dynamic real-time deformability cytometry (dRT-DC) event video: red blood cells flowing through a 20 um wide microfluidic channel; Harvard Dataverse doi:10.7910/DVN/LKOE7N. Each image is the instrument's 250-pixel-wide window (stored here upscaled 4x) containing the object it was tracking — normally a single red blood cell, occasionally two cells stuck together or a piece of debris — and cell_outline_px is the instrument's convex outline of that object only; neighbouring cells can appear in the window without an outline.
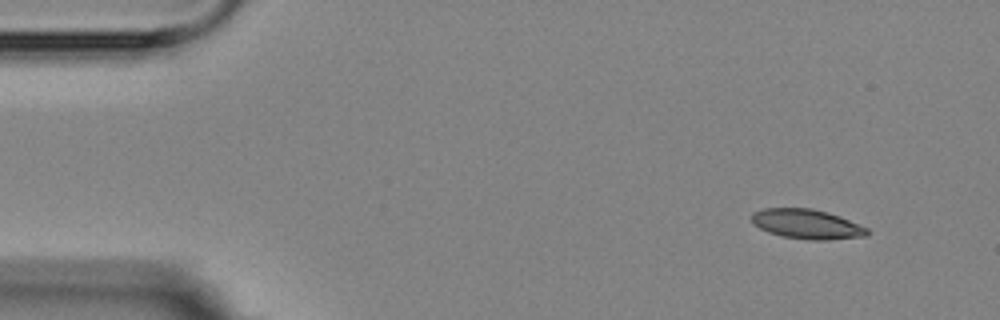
{"species": "Egyptian fruit bat (a non-hibernating species)", "species_latin": "Rousettus aegyptiacus", "temperature_condition": "room temperature", "stored_images_in_passage": 4, "camera_frame_rate_fps": 3000, "um_per_image_px": 0.085, "animal": {"sex": "female"}, "frame": {"image": 1, "passage_image": 1, "time_ms": 0.0, "image_size_px": [1000, 320], "cell_outline_px": [[868, 236], [828, 240], [808, 240], [784, 236], [768, 232], [752, 224], [752, 212], [760, 208], [812, 208], [828, 212], [840, 216], [868, 228]], "centroid_in_image_um": [68.58, 19.04], "position_along_channel_um": 16.4, "area_um2": 20.11}}
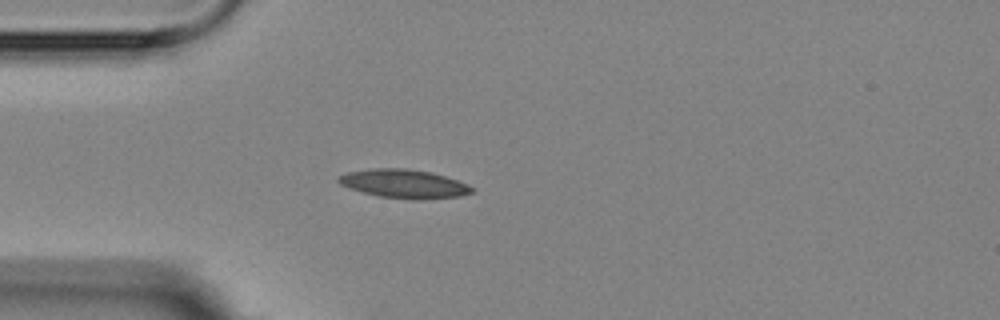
{"frame": {"image": 2, "passage_image": 4, "time_ms": 3.333, "image_size_px": [1000, 320], "cell_outline_px": [[476, 192], [460, 196], [424, 200], [412, 200], [380, 196], [348, 188], [340, 184], [336, 180], [340, 176], [348, 172], [372, 168], [404, 168], [432, 172], [468, 184], [476, 188]], "centroid_in_image_um": [34.39, 15.63], "position_along_channel_um": 50.6, "area_um2": 22.48}}